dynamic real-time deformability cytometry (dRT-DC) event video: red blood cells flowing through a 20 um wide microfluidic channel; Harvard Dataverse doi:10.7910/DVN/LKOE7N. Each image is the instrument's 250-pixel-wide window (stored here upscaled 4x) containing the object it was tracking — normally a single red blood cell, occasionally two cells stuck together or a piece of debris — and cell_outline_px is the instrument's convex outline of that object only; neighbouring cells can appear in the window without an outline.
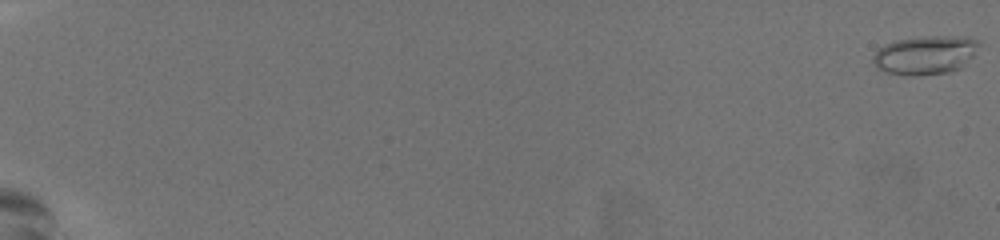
{"species": "common noctule bat (a hibernating species)", "species_latin": "Nyctalus noctula", "temperature_condition": "warm", "stored_images_in_passage": 35, "camera_frame_rate_fps": 3000, "um_per_image_px": 0.085, "animal": {"sex": "female", "body_mass_g": 19.5, "forearm_length_mm": 54.1}, "frame": {"image": 1, "passage_image": 1, "time_ms": 0.0, "image_size_px": [1000, 240], "cell_outline_px": [[980, 44], [972, 56], [960, 68], [952, 72], [916, 76], [904, 76], [884, 72], [876, 68], [872, 64], [872, 56], [884, 44], [896, 40], [928, 36], [968, 36], [980, 40]], "centroid_in_image_um": [78.63, 4.69], "position_along_channel_um": 6.4, "area_um2": 24.33}}
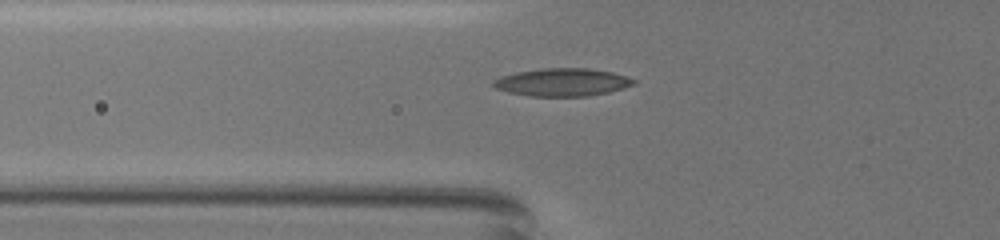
{"frame": {"image": 2, "passage_image": 26, "time_ms": 8.333, "image_size_px": [1000, 240], "cell_outline_px": [[636, 84], [608, 92], [588, 96], [528, 96], [508, 92], [496, 88], [492, 84], [492, 80], [500, 76], [516, 72], [540, 68], [588, 68], [612, 72], [636, 80]], "centroid_in_image_um": [47.76, 6.98], "position_along_channel_um": 78.0, "area_um2": 22.77}}
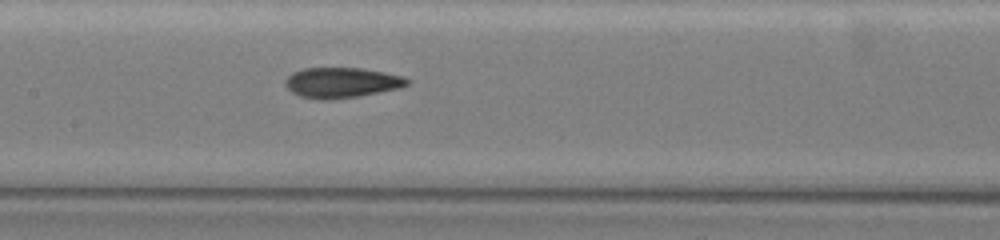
{"frame": {"image": 3, "passage_image": 34, "time_ms": 11.0, "image_size_px": [1000, 240], "cell_outline_px": [[412, 80], [408, 84], [400, 88], [356, 96], [328, 100], [320, 100], [300, 96], [292, 92], [284, 84], [284, 80], [292, 72], [304, 68], [364, 68], [404, 76]], "centroid_in_image_um": [29.04, 7.01], "position_along_channel_um": 178.4, "area_um2": 21.62}}